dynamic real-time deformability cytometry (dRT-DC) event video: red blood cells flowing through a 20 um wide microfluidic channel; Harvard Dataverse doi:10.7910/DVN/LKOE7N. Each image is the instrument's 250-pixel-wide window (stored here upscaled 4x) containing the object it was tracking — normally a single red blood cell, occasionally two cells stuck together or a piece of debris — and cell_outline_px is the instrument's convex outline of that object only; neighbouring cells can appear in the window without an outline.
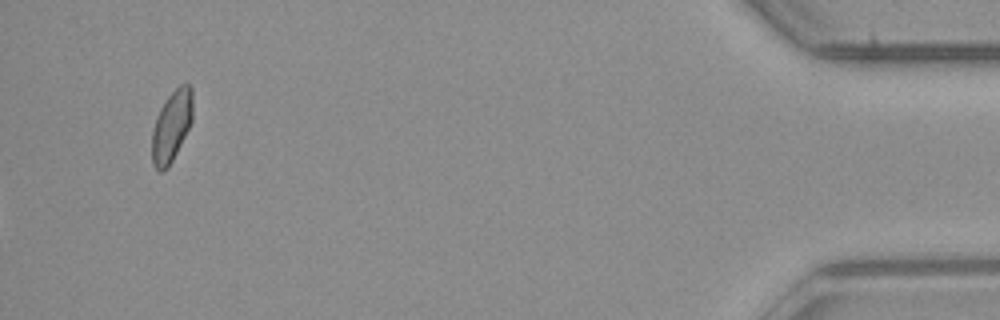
{"species": "common noctule bat (a hibernating species)", "species_latin": "Nyctalus noctula", "temperature_condition": "room temperature", "stored_images_in_passage": 14, "camera_frame_rate_fps": 3000, "um_per_image_px": 0.085, "animal": {"sex": "male", "body_mass_g": 23.1, "forearm_length_mm": 52.7}, "frame": {"image": 1, "passage_image": 14, "time_ms": 4.333, "image_size_px": [1000, 320], "cell_outline_px": [[192, 120], [168, 168], [164, 172], [160, 172], [156, 168], [152, 160], [152, 132], [156, 116], [160, 108], [168, 96], [180, 84], [188, 84], [192, 88]], "centroid_in_image_um": [14.57, 10.72], "position_along_channel_um": 420.6, "area_um2": 16.65}}